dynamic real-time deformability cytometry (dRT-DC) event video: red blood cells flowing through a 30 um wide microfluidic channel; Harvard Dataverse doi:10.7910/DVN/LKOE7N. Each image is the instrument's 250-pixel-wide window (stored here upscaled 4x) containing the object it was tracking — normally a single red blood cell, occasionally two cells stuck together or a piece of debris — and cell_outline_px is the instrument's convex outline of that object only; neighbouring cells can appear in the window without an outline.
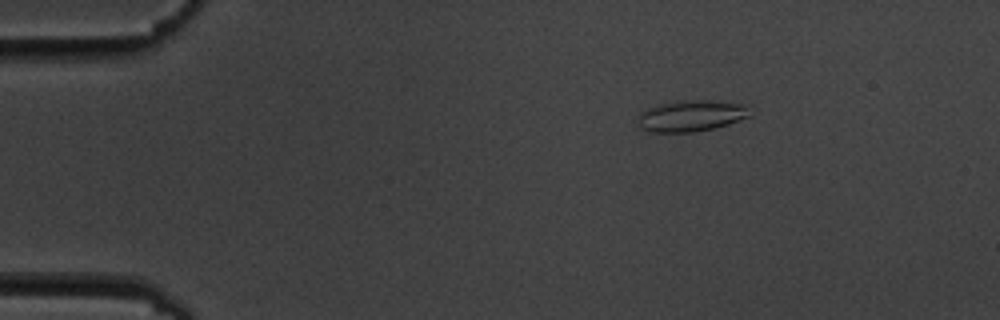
{"species": "common noctule bat (a hibernating species)", "species_latin": "Nyctalus noctula", "temperature_condition": "cold", "stored_images_in_passage": 3, "camera_frame_rate_fps": 3000, "um_per_image_px": 0.085, "animal": {"sex": "male", "body_mass_g": 19.5, "forearm_length_mm": 54.6}, "frame": {"image": 1, "passage_image": 3, "time_ms": 2.333, "image_size_px": [1000, 320], "cell_outline_px": [[752, 116], [728, 124], [712, 128], [692, 132], [652, 132], [640, 128], [640, 112], [648, 108], [660, 104], [680, 100], [708, 100], [748, 104]], "centroid_in_image_um": [58.82, 9.83], "position_along_channel_um": 26.2, "area_um2": 20.4}}